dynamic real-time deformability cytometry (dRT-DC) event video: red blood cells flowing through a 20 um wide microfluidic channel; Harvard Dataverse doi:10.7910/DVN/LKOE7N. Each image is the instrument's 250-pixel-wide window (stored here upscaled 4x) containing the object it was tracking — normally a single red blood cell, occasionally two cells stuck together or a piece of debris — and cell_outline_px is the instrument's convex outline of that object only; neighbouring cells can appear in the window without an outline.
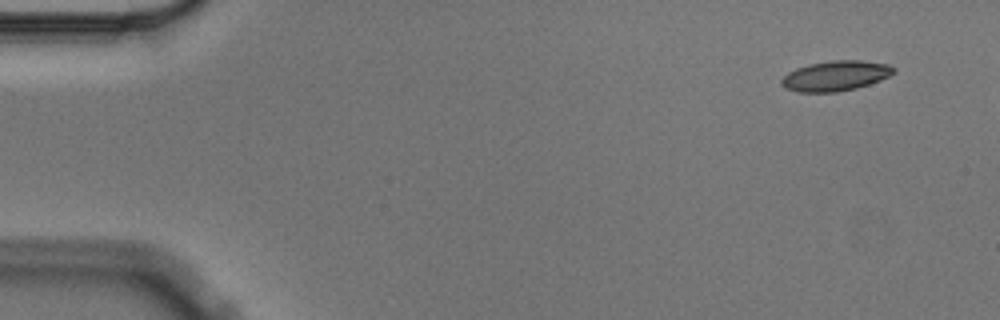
{"species": "Egyptian fruit bat (a non-hibernating species)", "species_latin": "Rousettus aegyptiacus", "temperature_condition": "cold", "stored_images_in_passage": 3, "camera_frame_rate_fps": 3000, "um_per_image_px": 0.085, "animal": {"sex": "male"}, "frame": {"image": 1, "passage_image": 1, "time_ms": 0.0, "image_size_px": [1000, 320], "cell_outline_px": [[896, 72], [880, 80], [856, 88], [836, 92], [796, 92], [784, 88], [780, 84], [780, 80], [788, 72], [796, 68], [808, 64], [832, 60], [860, 60], [888, 64], [896, 68]], "centroid_in_image_um": [71.0, 6.44], "position_along_channel_um": 14.0, "area_um2": 19.83}}